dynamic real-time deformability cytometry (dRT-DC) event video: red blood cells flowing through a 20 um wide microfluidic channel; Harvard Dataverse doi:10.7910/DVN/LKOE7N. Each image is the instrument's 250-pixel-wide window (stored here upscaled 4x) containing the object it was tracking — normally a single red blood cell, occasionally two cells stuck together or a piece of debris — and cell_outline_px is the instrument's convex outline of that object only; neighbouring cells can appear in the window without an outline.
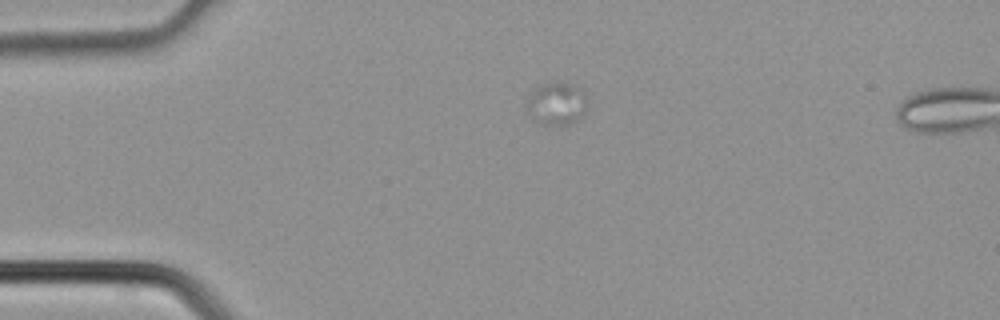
{"species": "common noctule bat (a hibernating species)", "species_latin": "Nyctalus noctula", "temperature_condition": "cold", "stored_images_in_passage": 4, "camera_frame_rate_fps": 3000, "um_per_image_px": 0.085, "animal": {"sex": "male", "body_mass_g": 21.5, "forearm_length_mm": 52.0}, "frame": {"image": 1, "passage_image": 2, "time_ms": 0.333, "image_size_px": [1000, 320], "cell_outline_px": [[584, 112], [576, 120], [568, 124], [540, 124], [524, 108], [524, 100], [532, 88], [544, 80], [548, 80], [572, 84], [584, 104]], "centroid_in_image_um": [47.1, 8.76], "position_along_channel_um": 37.9, "area_um2": 14.85}}